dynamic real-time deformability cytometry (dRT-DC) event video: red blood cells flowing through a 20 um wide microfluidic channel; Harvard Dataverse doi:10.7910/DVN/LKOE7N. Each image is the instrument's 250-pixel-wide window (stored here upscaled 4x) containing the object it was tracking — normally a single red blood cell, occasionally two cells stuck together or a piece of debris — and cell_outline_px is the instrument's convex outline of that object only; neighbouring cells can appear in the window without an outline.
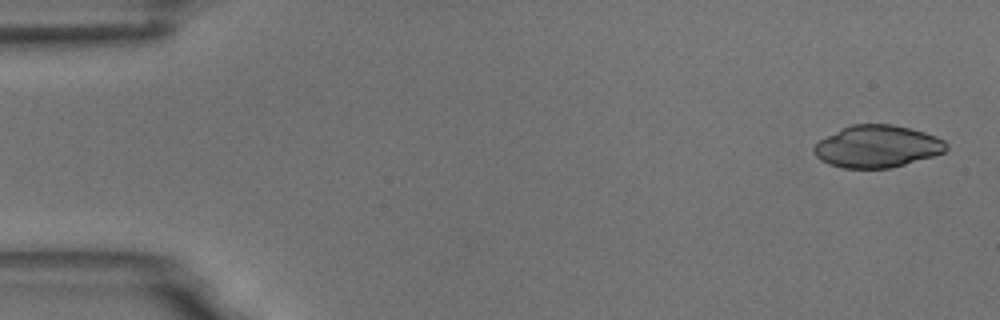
{"species": "common noctule bat (a hibernating species)", "species_latin": "Nyctalus noctula", "temperature_condition": "room temperature", "stored_images_in_passage": 6, "camera_frame_rate_fps": 3000, "um_per_image_px": 0.085, "animal": {"sex": "male", "body_mass_g": 18.8}, "frame": {"image": 1, "passage_image": 1, "time_ms": 0.0, "image_size_px": [1000, 320], "cell_outline_px": [[948, 148], [944, 152], [932, 156], [904, 164], [888, 168], [844, 168], [828, 164], [820, 160], [812, 152], [812, 148], [820, 140], [852, 124], [892, 124], [924, 132], [936, 136], [944, 140], [948, 144]], "centroid_in_image_um": [74.56, 12.45], "position_along_channel_um": 10.4, "area_um2": 32.25}}